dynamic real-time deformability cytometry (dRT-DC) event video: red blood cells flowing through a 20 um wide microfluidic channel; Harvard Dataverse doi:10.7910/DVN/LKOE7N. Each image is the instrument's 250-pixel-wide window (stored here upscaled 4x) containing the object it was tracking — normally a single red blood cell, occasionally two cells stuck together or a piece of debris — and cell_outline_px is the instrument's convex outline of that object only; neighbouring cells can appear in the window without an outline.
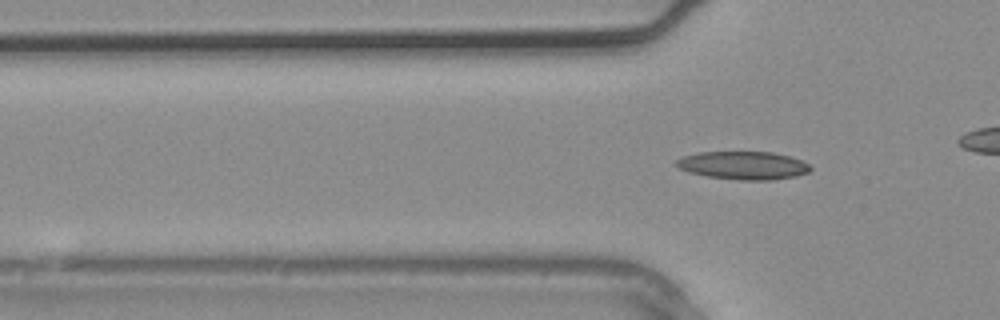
{"species": "common noctule bat (a hibernating species)", "species_latin": "Nyctalus noctula", "temperature_condition": "warm", "stored_images_in_passage": 3, "segment_of_instrument_passage": [2, 2], "camera_frame_rate_fps": 3000, "um_per_image_px": 0.085, "animal": {"sex": "male", "body_mass_g": 20.4}, "frame": {"image": 1, "passage_image": 3, "time_ms": 0.667, "image_size_px": [1000, 320], "cell_outline_px": [[812, 168], [808, 172], [796, 176], [772, 180], [740, 180], [708, 176], [688, 172], [680, 168], [676, 164], [676, 160], [684, 156], [700, 152], [772, 152], [792, 156], [808, 164]], "centroid_in_image_um": [63.21, 14.06], "position_along_channel_um": 62.6, "area_um2": 21.85}}